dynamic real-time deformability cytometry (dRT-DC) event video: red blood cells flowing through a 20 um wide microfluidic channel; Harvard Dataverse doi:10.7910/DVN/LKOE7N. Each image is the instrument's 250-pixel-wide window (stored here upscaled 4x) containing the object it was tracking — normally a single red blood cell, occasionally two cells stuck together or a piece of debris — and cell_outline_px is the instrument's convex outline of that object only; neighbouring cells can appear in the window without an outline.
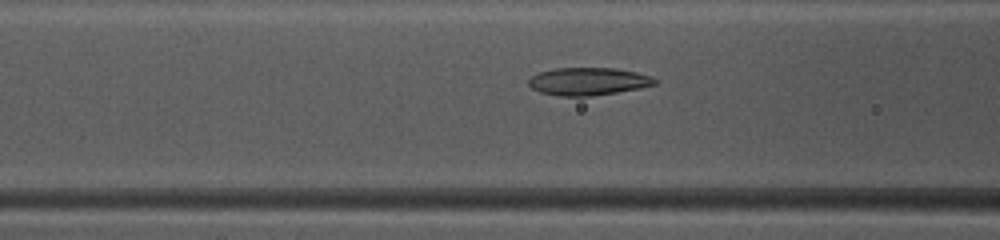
{"species": "common noctule bat (a hibernating species)", "species_latin": "Nyctalus noctula", "temperature_condition": "warm", "stored_images_in_passage": 49, "camera_frame_rate_fps": 3000, "um_per_image_px": 0.085, "animal": {"sex": "female", "body_mass_g": 10.0, "forearm_length_mm": 53.1}, "frame": {"image": 1, "passage_image": 20, "time_ms": 6.333, "image_size_px": [1000, 240], "cell_outline_px": [[656, 84], [640, 88], [592, 96], [560, 96], [540, 92], [532, 88], [528, 84], [528, 80], [532, 76], [540, 72], [556, 68], [616, 68], [636, 72], [652, 76], [656, 80]], "centroid_in_image_um": [50.0, 6.92], "position_along_channel_um": 116.6, "area_um2": 20.29}}
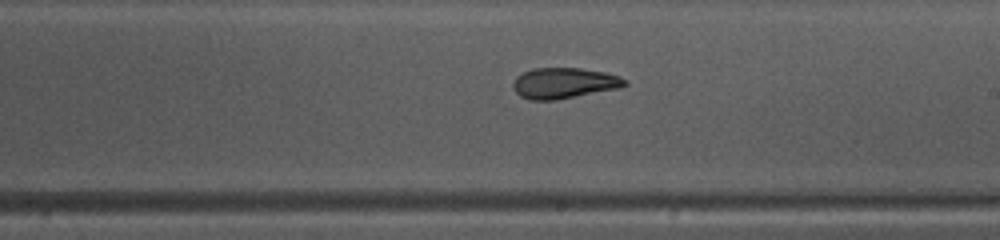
{"frame": {"image": 2, "passage_image": 29, "time_ms": 9.333, "image_size_px": [1000, 240], "cell_outline_px": [[628, 84], [620, 88], [556, 100], [528, 100], [520, 96], [512, 88], [512, 84], [516, 76], [532, 68], [580, 68], [604, 72], [620, 76], [628, 80]], "centroid_in_image_um": [47.94, 7.07], "position_along_channel_um": 241.1, "area_um2": 20.23}}
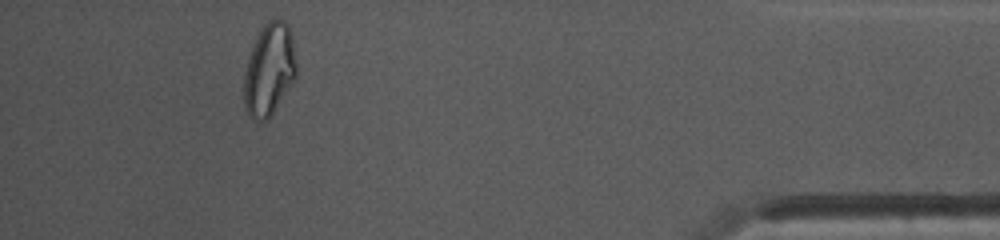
{"frame": {"image": 3, "passage_image": 45, "time_ms": 14.667, "image_size_px": [1000, 240], "cell_outline_px": [[296, 76], [272, 112], [264, 120], [252, 120], [248, 116], [244, 108], [244, 72], [248, 56], [252, 44], [256, 36], [264, 24], [268, 20], [276, 16], [284, 20], [288, 24], [292, 36], [296, 64]], "centroid_in_image_um": [22.86, 5.85], "position_along_channel_um": 412.3, "area_um2": 28.21}, "authors_computed_cell_mechanics": {"area_um2": 21.7906, "velocity_mm_per_s": 4.1431, "shape_relaxation_time_tau1_ms": null, "shape_relaxation_time_tau2_ms": 2.1812, "deformation_change_tau1": null, "deformation_change_tau2": 0.0928}}